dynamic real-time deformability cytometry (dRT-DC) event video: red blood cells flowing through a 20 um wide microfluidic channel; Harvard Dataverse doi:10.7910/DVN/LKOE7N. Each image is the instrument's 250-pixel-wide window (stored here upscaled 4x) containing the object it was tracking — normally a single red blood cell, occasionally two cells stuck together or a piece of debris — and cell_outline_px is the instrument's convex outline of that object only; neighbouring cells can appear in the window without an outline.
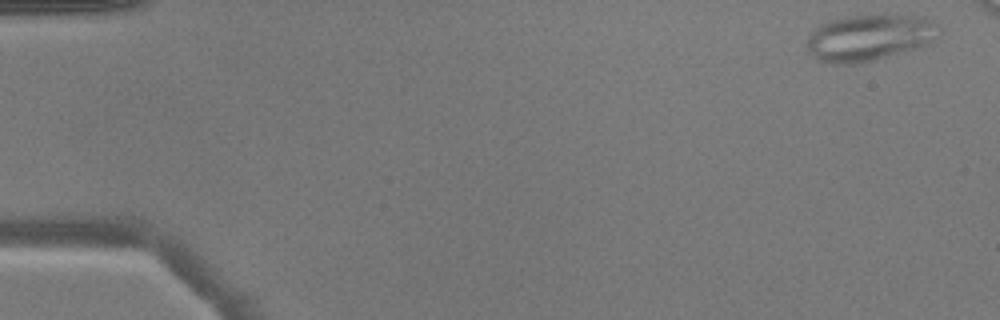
{"species": "common noctule bat (a hibernating species)", "species_latin": "Nyctalus noctula", "temperature_condition": "warm", "stored_images_in_passage": 46, "camera_frame_rate_fps": 3000, "um_per_image_px": 0.085, "animal": {"sex": "male", "body_mass_g": 17.9}, "frame": {"image": 1, "passage_image": 2, "time_ms": 0.333, "image_size_px": [1000, 320], "cell_outline_px": [[940, 36], [928, 44], [916, 48], [876, 60], [860, 64], [832, 64], [820, 60], [812, 56], [808, 48], [808, 36], [820, 24], [844, 16], [920, 16], [936, 24]], "centroid_in_image_um": [73.88, 3.23], "position_along_channel_um": 11.1, "area_um2": 35.37}}
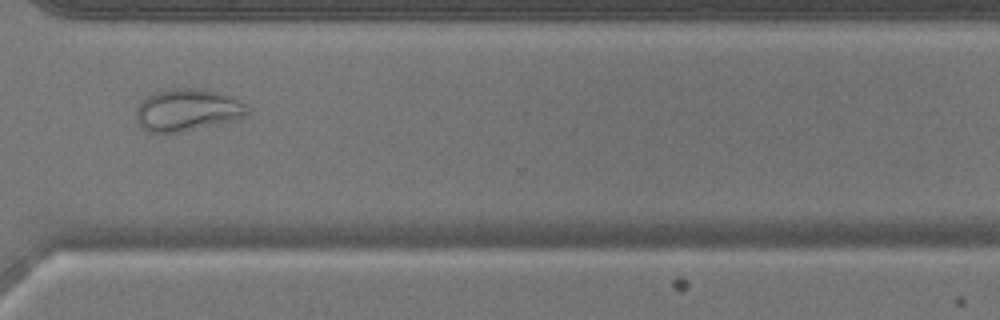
{"frame": {"image": 2, "passage_image": 38, "time_ms": 12.333, "image_size_px": [1000, 320], "cell_outline_px": [[252, 116], [180, 132], [148, 132], [140, 128], [136, 124], [136, 108], [148, 96], [156, 92], [172, 88], [196, 88], [224, 92], [232, 96], [244, 104], [252, 112]], "centroid_in_image_um": [15.97, 9.35], "position_along_channel_um": 354.6, "area_um2": 27.69}}
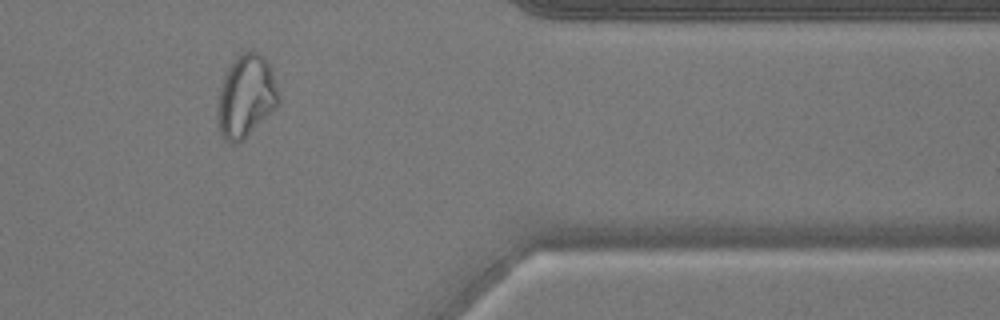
{"frame": {"image": 3, "passage_image": 42, "time_ms": 13.667, "image_size_px": [1000, 320], "cell_outline_px": [[280, 100], [244, 140], [236, 144], [232, 144], [224, 140], [220, 132], [220, 88], [224, 76], [228, 68], [236, 56], [240, 52], [252, 48], [260, 52], [268, 60], [272, 72]], "centroid_in_image_um": [20.93, 8.11], "position_along_channel_um": 390.5, "area_um2": 28.78}}